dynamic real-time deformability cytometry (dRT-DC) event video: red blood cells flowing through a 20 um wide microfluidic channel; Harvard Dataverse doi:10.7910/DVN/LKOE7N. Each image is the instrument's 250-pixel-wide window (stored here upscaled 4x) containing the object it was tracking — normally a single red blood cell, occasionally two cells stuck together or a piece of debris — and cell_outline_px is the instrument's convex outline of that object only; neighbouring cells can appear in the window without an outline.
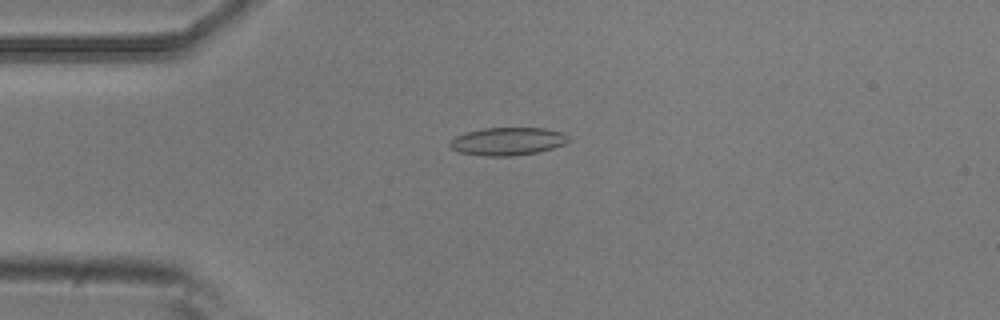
{"species": "common noctule bat (a hibernating species)", "species_latin": "Nyctalus noctula", "temperature_condition": "room temperature", "stored_images_in_passage": 8, "camera_frame_rate_fps": 3000, "um_per_image_px": 0.085, "animal": {"sex": "male", "body_mass_g": 20.5, "forearm_length_mm": 52.5}, "frame": {"image": 1, "passage_image": 4, "time_ms": 1.0, "image_size_px": [1000, 320], "cell_outline_px": [[572, 140], [564, 144], [552, 148], [536, 152], [512, 156], [484, 156], [460, 152], [452, 148], [448, 144], [456, 136], [468, 132], [484, 128], [544, 128], [564, 132]], "centroid_in_image_um": [43.19, 12.01], "position_along_channel_um": 41.8, "area_um2": 19.19}}
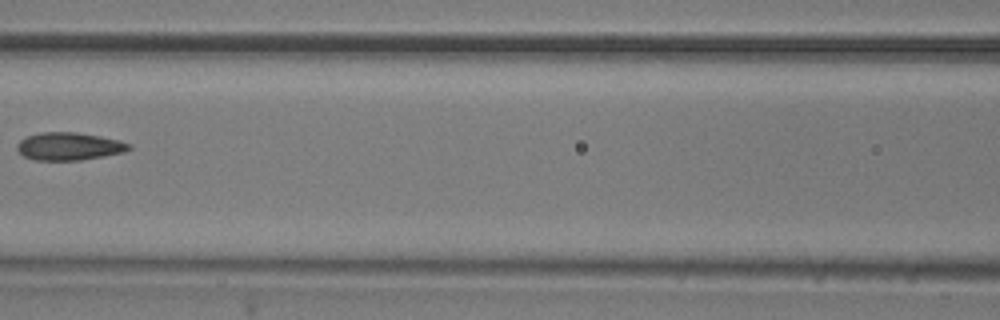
{"frame": {"image": 2, "passage_image": 7, "time_ms": 2.0, "image_size_px": [1000, 320], "cell_outline_px": [[132, 148], [124, 152], [80, 160], [36, 160], [24, 156], [16, 148], [16, 144], [20, 140], [28, 136], [40, 132], [76, 132], [100, 136], [120, 140], [132, 144]], "centroid_in_image_um": [5.89, 12.43], "position_along_channel_um": 160.7, "area_um2": 18.09}}
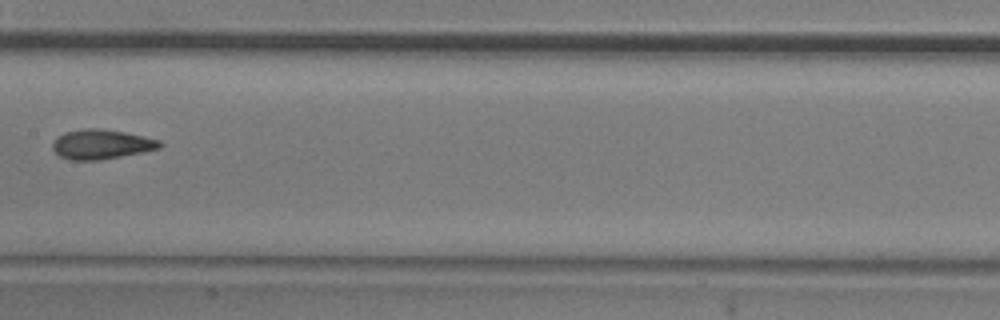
{"frame": {"image": 3, "passage_image": 8, "time_ms": 2.333, "image_size_px": [1000, 320], "cell_outline_px": [[164, 144], [160, 148], [120, 156], [96, 160], [72, 160], [60, 156], [52, 148], [52, 144], [56, 136], [64, 132], [84, 128], [100, 128], [124, 132], [144, 136], [160, 140]], "centroid_in_image_um": [8.6, 12.24], "position_along_channel_um": 198.8, "area_um2": 18.44}}